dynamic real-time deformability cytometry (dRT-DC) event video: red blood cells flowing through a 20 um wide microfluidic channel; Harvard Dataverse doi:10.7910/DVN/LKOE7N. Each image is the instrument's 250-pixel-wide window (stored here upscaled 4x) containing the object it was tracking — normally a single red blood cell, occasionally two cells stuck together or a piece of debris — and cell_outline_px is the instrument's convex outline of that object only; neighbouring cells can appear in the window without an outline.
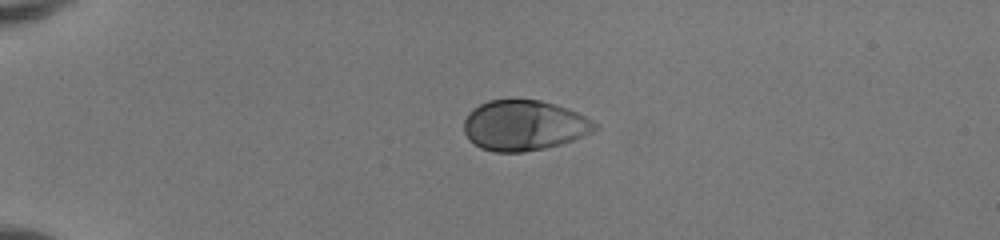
{"species": "human", "species_latin": "Homo sapiens", "temperature_condition": "room temperature", "stored_images_in_passage": 38, "camera_frame_rate_fps": 3000, "um_per_image_px": 0.085, "donor": {"sex": "female"}, "frame": {"image": 1, "passage_image": 1, "time_ms": 0.0, "image_size_px": [1000, 240], "cell_outline_px": [[600, 128], [584, 136], [560, 144], [544, 148], [524, 152], [492, 152], [480, 148], [468, 140], [464, 132], [464, 120], [468, 112], [472, 108], [488, 100], [540, 100], [556, 104], [568, 108], [584, 116], [596, 124]], "centroid_in_image_um": [44.51, 10.66], "position_along_channel_um": 40.5, "area_um2": 38.55}}
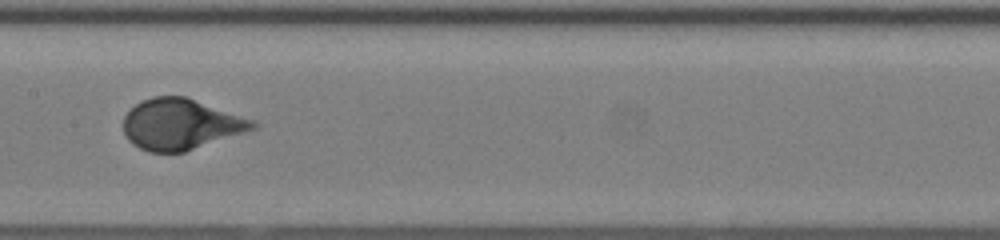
{"frame": {"image": 2, "passage_image": 16, "time_ms": 5.0, "image_size_px": [1000, 240], "cell_outline_px": [[260, 124], [256, 128], [184, 152], [148, 152], [132, 144], [128, 140], [124, 132], [124, 116], [136, 104], [152, 96], [184, 96], [256, 120]], "centroid_in_image_um": [15.37, 10.56], "position_along_channel_um": 192.0, "area_um2": 38.15}}
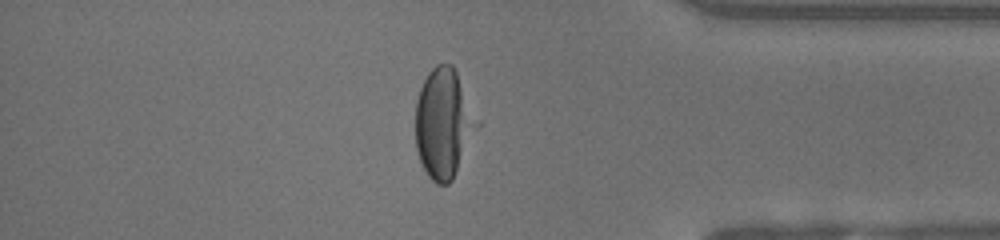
{"frame": {"image": 3, "passage_image": 32, "time_ms": 10.333, "image_size_px": [1000, 240], "cell_outline_px": [[464, 124], [460, 148], [456, 168], [452, 180], [448, 184], [436, 184], [428, 176], [420, 160], [416, 148], [416, 100], [420, 88], [428, 72], [436, 64], [452, 64], [456, 72], [460, 88]], "centroid_in_image_um": [37.37, 10.47], "position_along_channel_um": 397.8, "area_um2": 33.29}, "authors_computed_cell_mechanics": {"area_um2": 38.2347, "velocity_mm_per_s": 4.144, "shape_relaxation_time_tau1_ms": 3.1852, "shape_relaxation_time_tau2_ms": null, "deformation_change_tau1": 0.182, "deformation_change_tau2": null}}